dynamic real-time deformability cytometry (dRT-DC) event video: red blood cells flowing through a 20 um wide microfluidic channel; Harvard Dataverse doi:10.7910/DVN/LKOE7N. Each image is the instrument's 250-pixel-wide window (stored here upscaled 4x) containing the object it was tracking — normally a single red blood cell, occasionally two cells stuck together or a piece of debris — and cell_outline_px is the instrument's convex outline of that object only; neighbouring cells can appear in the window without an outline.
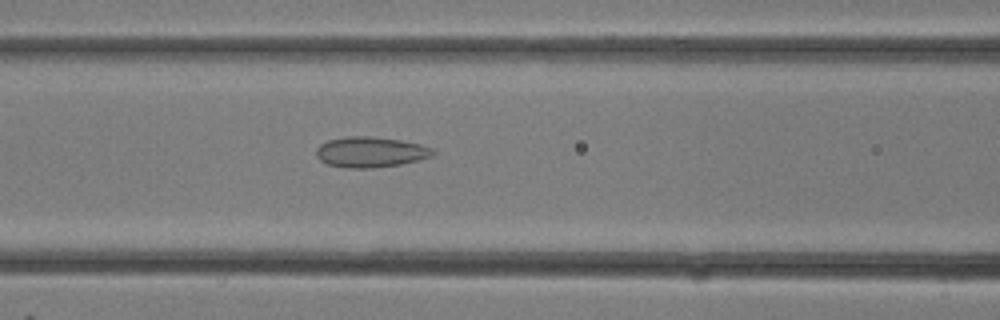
{"species": "common noctule bat (a hibernating species)", "species_latin": "Nyctalus noctula", "temperature_condition": "room temperature", "stored_images_in_passage": 16, "camera_frame_rate_fps": 3000, "um_per_image_px": 0.085, "animal": {"sex": "female"}, "frame": {"image": 1, "passage_image": 9, "time_ms": 2.667, "image_size_px": [1000, 320], "cell_outline_px": [[436, 152], [432, 156], [400, 164], [372, 168], [348, 168], [328, 164], [320, 160], [316, 156], [316, 148], [320, 144], [328, 140], [344, 136], [372, 136], [400, 140], [420, 144], [432, 148]], "centroid_in_image_um": [31.47, 12.91], "position_along_channel_um": 135.1, "area_um2": 20.75}}
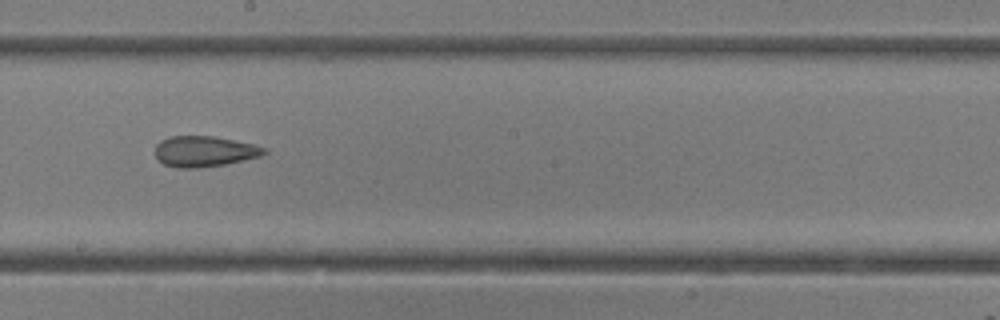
{"frame": {"image": 2, "passage_image": 13, "time_ms": 4.0, "image_size_px": [1000, 320], "cell_outline_px": [[268, 152], [260, 156], [244, 160], [224, 164], [196, 168], [176, 168], [164, 164], [156, 156], [156, 144], [160, 140], [172, 136], [216, 136], [252, 144], [268, 148]], "centroid_in_image_um": [17.38, 12.86], "position_along_channel_um": 230.8, "area_um2": 19.48}}
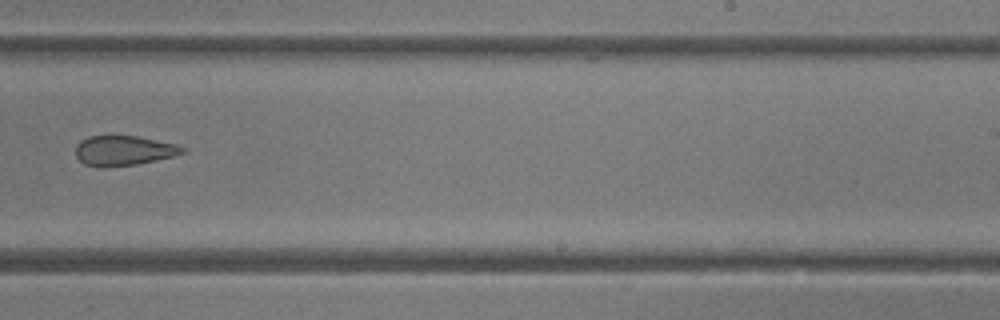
{"frame": {"image": 3, "passage_image": 15, "time_ms": 4.667, "image_size_px": [1000, 320], "cell_outline_px": [[188, 152], [172, 156], [136, 164], [100, 168], [84, 164], [76, 156], [76, 144], [80, 140], [88, 136], [136, 136], [176, 144], [184, 148]], "centroid_in_image_um": [10.48, 12.8], "position_along_channel_um": 278.5, "area_um2": 18.55}}